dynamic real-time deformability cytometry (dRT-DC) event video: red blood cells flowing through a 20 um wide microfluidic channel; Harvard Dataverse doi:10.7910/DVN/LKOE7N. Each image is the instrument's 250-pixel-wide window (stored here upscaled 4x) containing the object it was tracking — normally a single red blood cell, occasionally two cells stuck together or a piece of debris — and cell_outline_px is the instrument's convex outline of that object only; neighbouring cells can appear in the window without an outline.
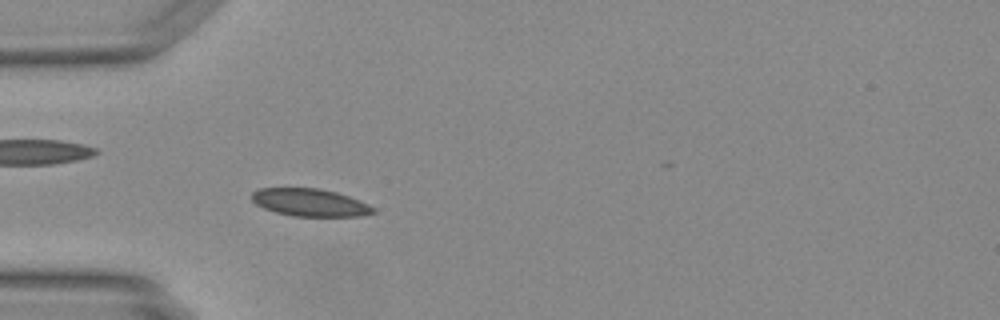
{"species": "Egyptian fruit bat (a non-hibernating species)", "species_latin": "Rousettus aegyptiacus", "temperature_condition": "warm", "stored_images_in_passage": 17, "camera_frame_rate_fps": 3000, "um_per_image_px": 0.085, "animal": {"sex": "female"}, "frame": {"image": 1, "passage_image": 14, "time_ms": 4.333, "image_size_px": [1000, 320], "cell_outline_px": [[376, 212], [360, 216], [292, 216], [276, 212], [264, 208], [256, 204], [252, 200], [252, 192], [260, 188], [316, 188], [336, 192], [348, 196], [368, 204], [376, 208]], "centroid_in_image_um": [26.35, 17.21], "position_along_channel_um": 58.7, "area_um2": 19.42}}